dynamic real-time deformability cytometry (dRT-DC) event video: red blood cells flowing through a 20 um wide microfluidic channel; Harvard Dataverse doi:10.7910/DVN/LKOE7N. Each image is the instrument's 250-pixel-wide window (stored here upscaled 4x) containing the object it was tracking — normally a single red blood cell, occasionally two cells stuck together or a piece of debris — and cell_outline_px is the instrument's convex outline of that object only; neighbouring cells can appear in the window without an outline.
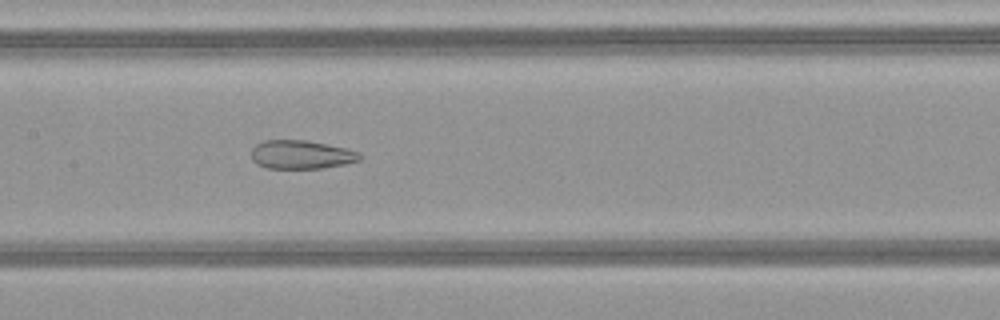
{"species": "common noctule bat (a hibernating species)", "species_latin": "Nyctalus noctula", "temperature_condition": "warm", "stored_images_in_passage": 50, "camera_frame_rate_fps": 3000, "um_per_image_px": 0.085, "animal": {"sex": "female", "body_mass_g": 21.9}, "frame": {"image": 1, "passage_image": 25, "time_ms": 8.0, "image_size_px": [1000, 320], "cell_outline_px": [[364, 156], [360, 160], [344, 164], [324, 168], [268, 168], [256, 164], [252, 160], [252, 148], [256, 144], [264, 140], [308, 140], [348, 148], [360, 152]], "centroid_in_image_um": [25.64, 13.13], "position_along_channel_um": 181.8, "area_um2": 18.32}}
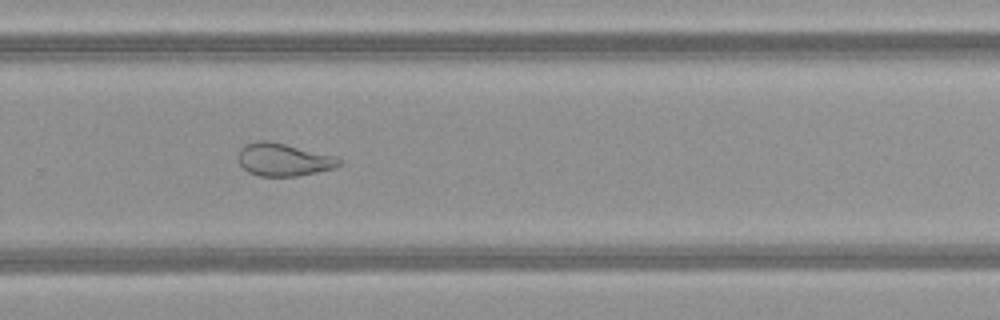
{"frame": {"image": 2, "passage_image": 34, "time_ms": 11.0, "image_size_px": [1000, 320], "cell_outline_px": [[340, 164], [332, 168], [316, 172], [296, 176], [260, 176], [248, 172], [240, 164], [236, 156], [240, 148], [244, 144], [256, 140], [268, 140], [336, 156], [340, 160]], "centroid_in_image_um": [24.03, 13.55], "position_along_channel_um": 305.8, "area_um2": 19.25}}
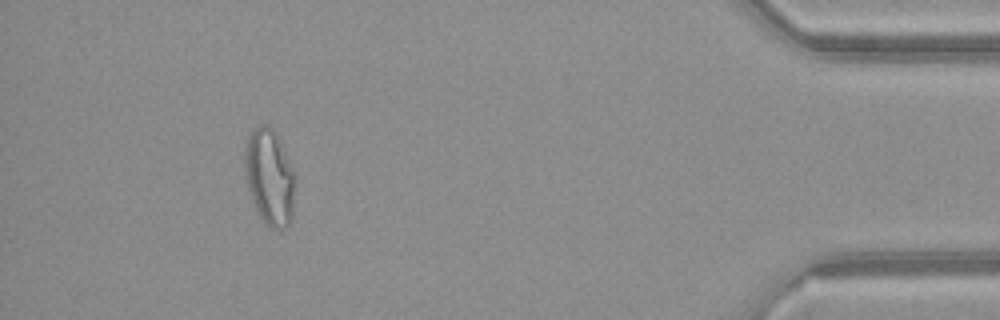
{"frame": {"image": 3, "passage_image": 46, "time_ms": 15.0, "image_size_px": [1000, 320], "cell_outline_px": [[296, 184], [292, 216], [288, 224], [284, 228], [272, 228], [260, 216], [252, 200], [248, 188], [244, 168], [244, 148], [248, 136], [260, 124], [268, 124], [276, 132], [296, 172]], "centroid_in_image_um": [22.94, 15.0], "position_along_channel_um": 412.3, "area_um2": 28.55}, "authors_computed_cell_mechanics": {"area_um2": 26.7036, "velocity_mm_per_s": 4.1474, "shape_relaxation_time_tau1_ms": null, "shape_relaxation_time_tau2_ms": 1.5664, "deformation_change_tau1": null, "deformation_change_tau2": 0.092}}